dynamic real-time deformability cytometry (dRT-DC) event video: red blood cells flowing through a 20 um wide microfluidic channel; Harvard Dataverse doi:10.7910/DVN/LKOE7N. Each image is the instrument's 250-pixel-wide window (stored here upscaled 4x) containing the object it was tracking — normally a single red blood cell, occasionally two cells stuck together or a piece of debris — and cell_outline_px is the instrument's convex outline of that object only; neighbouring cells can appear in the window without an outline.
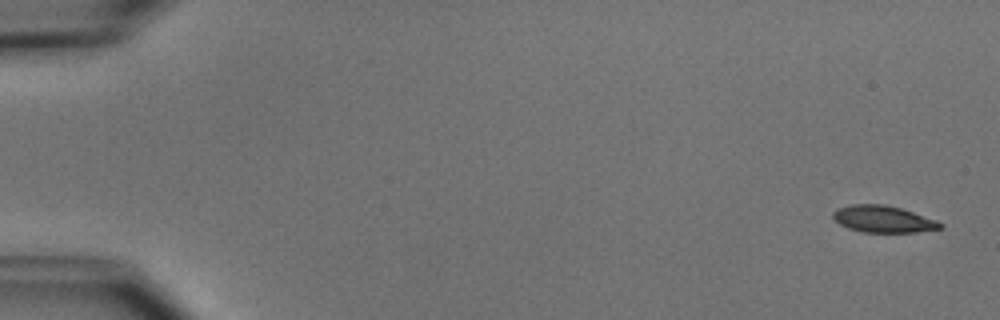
{"species": "common noctule bat (a hibernating species)", "species_latin": "Nyctalus noctula", "temperature_condition": "cold", "stored_images_in_passage": 5, "camera_frame_rate_fps": 3000, "um_per_image_px": 0.085, "animal": {"sex": "male", "body_mass_g": 15.6}, "frame": {"image": 1, "passage_image": 1, "time_ms": 0.0, "image_size_px": [1000, 320], "cell_outline_px": [[944, 228], [916, 232], [864, 232], [848, 228], [840, 224], [832, 216], [832, 212], [836, 208], [848, 204], [884, 204], [900, 208], [936, 220], [944, 224]], "centroid_in_image_um": [75.05, 18.62], "position_along_channel_um": 9.9, "area_um2": 16.76}}
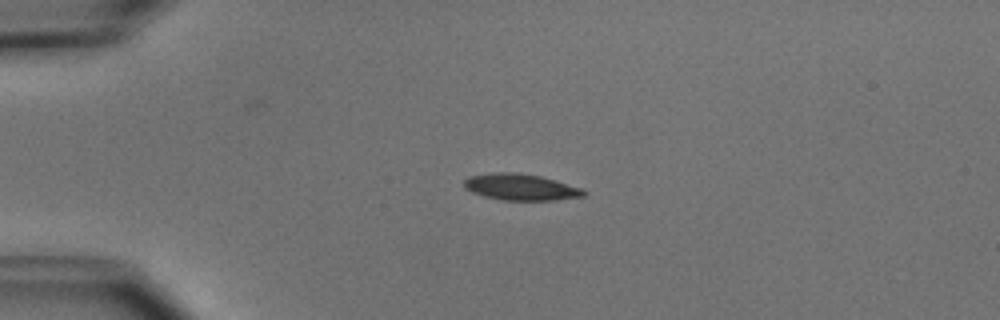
{"frame": {"image": 2, "passage_image": 4, "time_ms": 3.667, "image_size_px": [1000, 320], "cell_outline_px": [[588, 192], [584, 196], [556, 200], [504, 200], [484, 196], [472, 192], [464, 188], [464, 180], [468, 176], [488, 172], [520, 172], [540, 176], [556, 180], [580, 188]], "centroid_in_image_um": [44.23, 15.89], "position_along_channel_um": 40.8, "area_um2": 18.55}}